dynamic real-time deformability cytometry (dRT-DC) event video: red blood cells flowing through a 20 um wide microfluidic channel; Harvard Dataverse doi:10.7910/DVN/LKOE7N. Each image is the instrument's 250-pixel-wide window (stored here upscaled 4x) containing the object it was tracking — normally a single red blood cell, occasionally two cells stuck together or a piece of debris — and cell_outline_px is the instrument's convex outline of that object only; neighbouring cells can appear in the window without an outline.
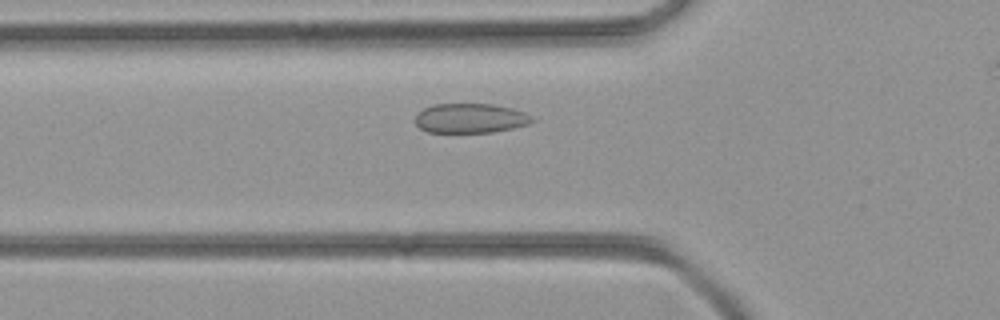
{"species": "common noctule bat (a hibernating species)", "species_latin": "Nyctalus noctula", "temperature_condition": "room temperature", "stored_images_in_passage": 32, "camera_frame_rate_fps": 3000, "um_per_image_px": 0.085, "animal": {"sex": "female", "body_mass_g": 21.9}, "frame": {"image": 1, "passage_image": 9, "time_ms": 2.667, "image_size_px": [1000, 320], "cell_outline_px": [[536, 120], [528, 124], [512, 128], [492, 132], [428, 132], [420, 128], [416, 124], [416, 112], [432, 104], [492, 104], [512, 108], [524, 112], [532, 116]], "centroid_in_image_um": [39.98, 10.04], "position_along_channel_um": 85.8, "area_um2": 20.17}}
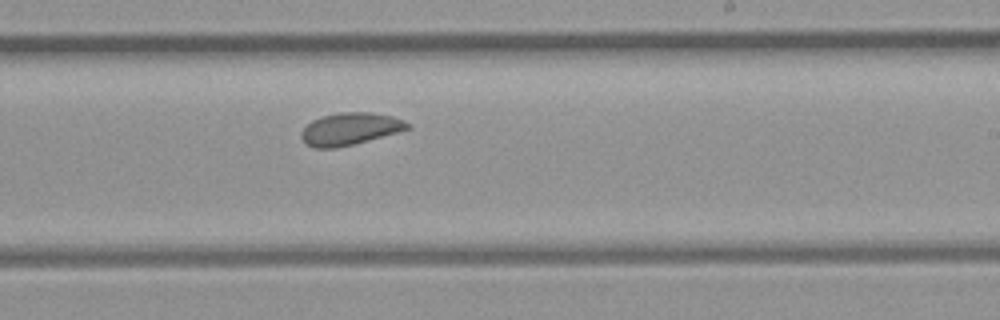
{"frame": {"image": 2, "passage_image": 20, "time_ms": 6.333, "image_size_px": [1000, 320], "cell_outline_px": [[412, 128], [352, 144], [336, 148], [312, 148], [304, 144], [300, 136], [300, 132], [312, 120], [320, 116], [340, 112], [372, 112], [392, 116], [404, 120], [412, 124]], "centroid_in_image_um": [29.73, 10.95], "position_along_channel_um": 259.3, "area_um2": 20.11}}
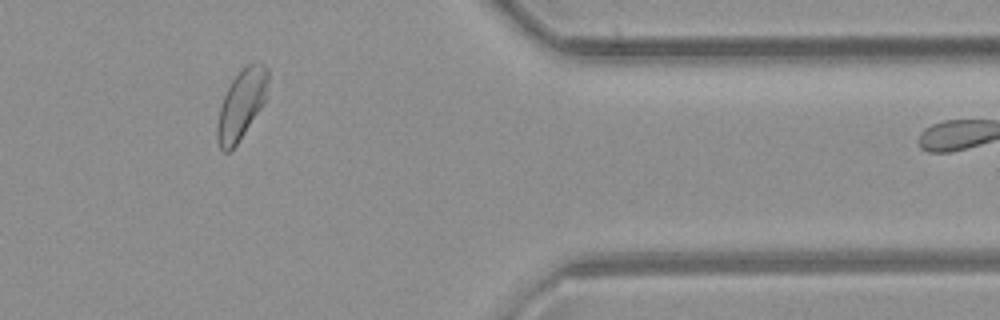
{"frame": {"image": 3, "passage_image": 30, "time_ms": 9.667, "image_size_px": [1000, 320], "cell_outline_px": [[268, 80], [264, 104], [236, 144], [228, 152], [224, 152], [220, 148], [216, 140], [216, 128], [220, 108], [224, 96], [232, 80], [248, 64], [260, 60], [268, 68]], "centroid_in_image_um": [20.52, 8.86], "position_along_channel_um": 390.9, "area_um2": 20.35}}